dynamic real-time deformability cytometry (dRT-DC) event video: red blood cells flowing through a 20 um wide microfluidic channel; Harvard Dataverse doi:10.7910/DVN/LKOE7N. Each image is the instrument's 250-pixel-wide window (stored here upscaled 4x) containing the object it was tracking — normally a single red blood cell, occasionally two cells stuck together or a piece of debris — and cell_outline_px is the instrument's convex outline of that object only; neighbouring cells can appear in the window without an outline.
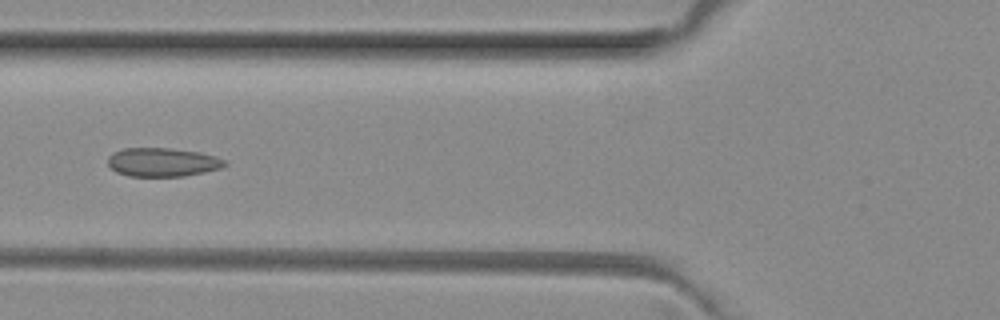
{"species": "common noctule bat (a hibernating species)", "species_latin": "Nyctalus noctula", "temperature_condition": "room temperature", "stored_images_in_passage": 5, "camera_frame_rate_fps": 3000, "um_per_image_px": 0.085, "animal": {"sex": "female", "body_mass_g": 29.2, "forearm_length_mm": 56.3}, "frame": {"image": 1, "passage_image": 5, "time_ms": 1.333, "image_size_px": [1000, 320], "cell_outline_px": [[228, 164], [220, 168], [204, 172], [184, 176], [128, 176], [116, 172], [108, 164], [108, 156], [112, 152], [124, 148], [168, 148], [200, 152], [216, 156], [228, 160]], "centroid_in_image_um": [13.83, 13.78], "position_along_channel_um": 112.0, "area_um2": 19.71}}